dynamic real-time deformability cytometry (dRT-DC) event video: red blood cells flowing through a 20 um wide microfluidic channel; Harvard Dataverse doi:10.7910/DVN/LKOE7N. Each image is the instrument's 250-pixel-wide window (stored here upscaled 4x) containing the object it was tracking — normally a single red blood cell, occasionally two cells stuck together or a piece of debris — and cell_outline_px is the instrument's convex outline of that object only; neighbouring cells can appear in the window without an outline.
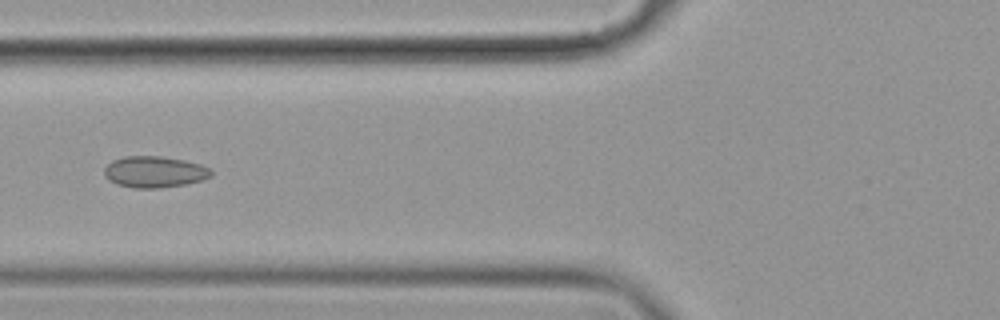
{"species": "common noctule bat (a hibernating species)", "species_latin": "Nyctalus noctula", "temperature_condition": "cold", "stored_images_in_passage": 9, "camera_frame_rate_fps": 3000, "um_per_image_px": 0.085, "animal": {"sex": "female", "body_mass_g": 19.9}, "frame": {"image": 1, "passage_image": 7, "time_ms": 2.0, "image_size_px": [1000, 320], "cell_outline_px": [[212, 176], [188, 184], [160, 188], [132, 188], [116, 184], [108, 180], [104, 176], [104, 168], [112, 160], [124, 156], [160, 156], [184, 160], [200, 164], [208, 168], [212, 172]], "centroid_in_image_um": [13.1, 14.61], "position_along_channel_um": 112.7, "area_um2": 19.65}}
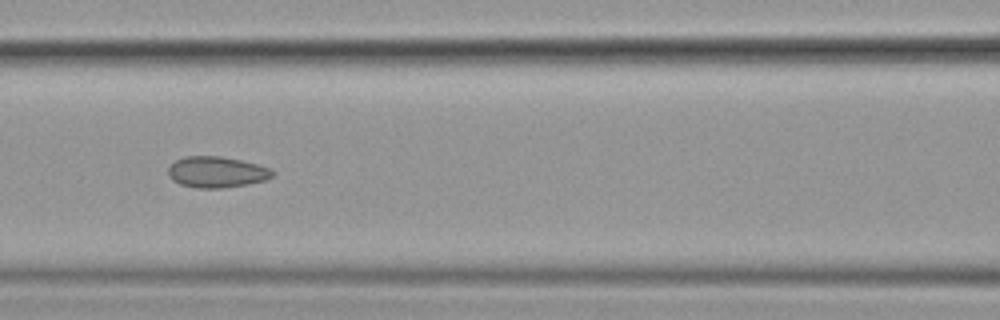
{"frame": {"image": 2, "passage_image": 8, "time_ms": 2.333, "image_size_px": [1000, 320], "cell_outline_px": [[276, 172], [272, 176], [264, 180], [248, 184], [224, 188], [196, 188], [180, 184], [172, 180], [168, 176], [168, 168], [176, 160], [184, 156], [220, 156], [240, 160], [272, 168]], "centroid_in_image_um": [18.41, 14.63], "position_along_channel_um": 148.2, "area_um2": 18.96}}
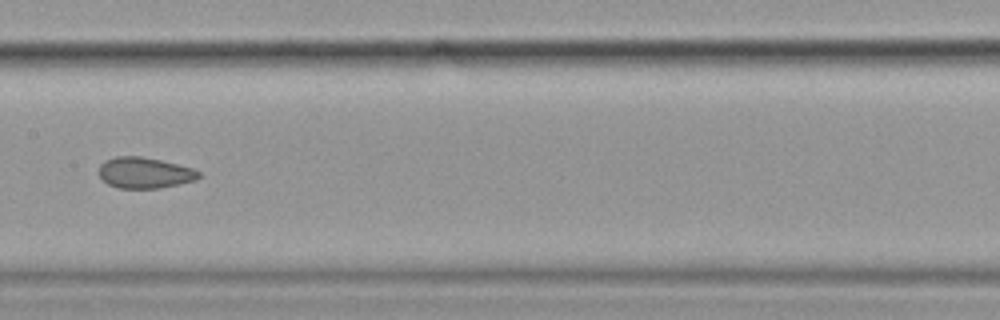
{"frame": {"image": 3, "passage_image": 9, "time_ms": 2.667, "image_size_px": [1000, 320], "cell_outline_px": [[200, 176], [196, 180], [160, 188], [120, 188], [108, 184], [96, 172], [100, 164], [104, 160], [116, 156], [140, 156], [160, 160], [192, 168], [200, 172]], "centroid_in_image_um": [12.25, 14.68], "position_along_channel_um": 195.1, "area_um2": 18.03}}